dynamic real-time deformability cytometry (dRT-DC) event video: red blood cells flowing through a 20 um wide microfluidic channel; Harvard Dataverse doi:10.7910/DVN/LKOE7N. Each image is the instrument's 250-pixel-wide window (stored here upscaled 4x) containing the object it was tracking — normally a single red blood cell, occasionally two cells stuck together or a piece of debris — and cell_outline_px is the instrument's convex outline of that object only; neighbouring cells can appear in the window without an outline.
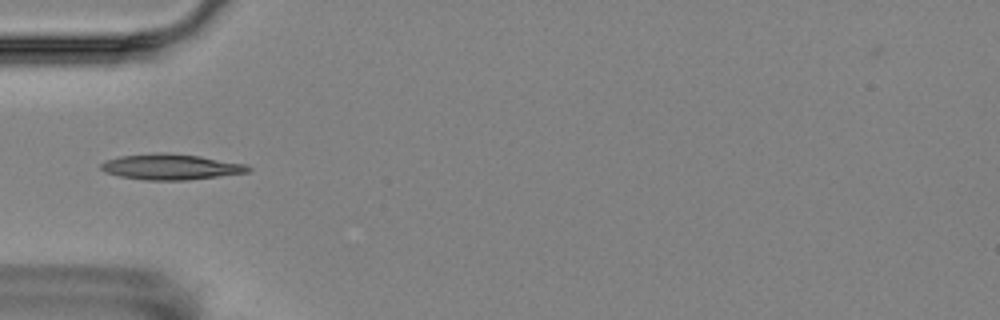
{"species": "Egyptian fruit bat (a non-hibernating species)", "species_latin": "Rousettus aegyptiacus", "temperature_condition": "room temperature", "stored_images_in_passage": 7, "camera_frame_rate_fps": 3000, "um_per_image_px": 0.085, "animal": {"sex": "female"}, "frame": {"image": 1, "passage_image": 2, "time_ms": 1.333, "image_size_px": [1000, 320], "cell_outline_px": [[252, 168], [248, 172], [188, 180], [144, 180], [120, 176], [104, 172], [100, 168], [100, 164], [104, 160], [120, 156], [160, 152], [164, 152], [200, 156], [244, 164]], "centroid_in_image_um": [14.46, 14.18], "position_along_channel_um": 70.5, "area_um2": 21.96}}
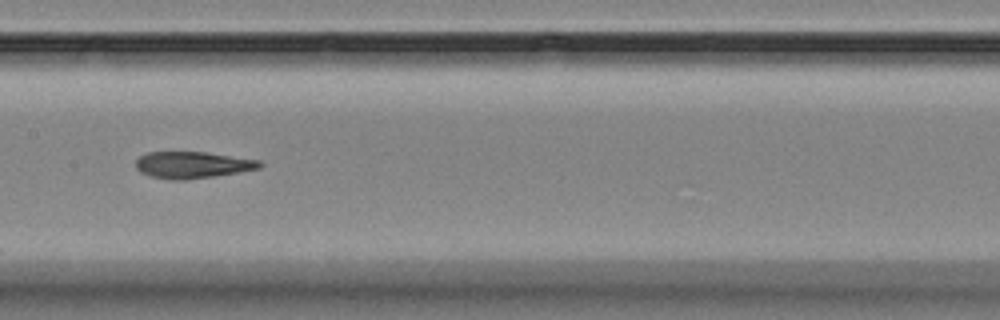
{"frame": {"image": 2, "passage_image": 5, "time_ms": 4.667, "image_size_px": [1000, 320], "cell_outline_px": [[264, 164], [260, 168], [188, 180], [172, 180], [152, 176], [140, 172], [136, 168], [136, 160], [140, 156], [148, 152], [204, 152], [260, 160]], "centroid_in_image_um": [16.35, 14.01], "position_along_channel_um": 191.1, "area_um2": 19.07}}
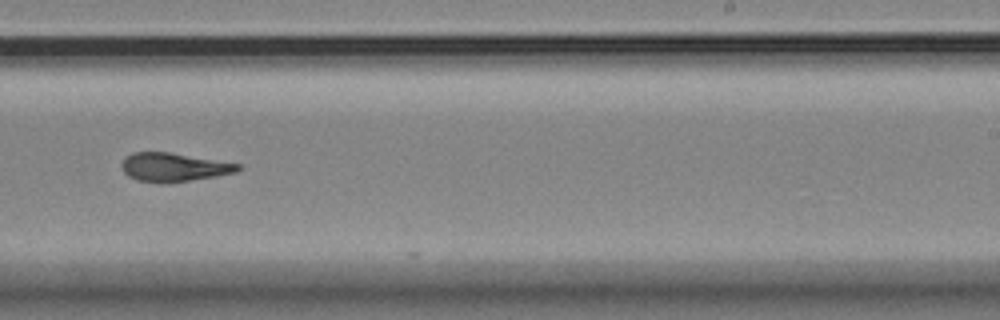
{"frame": {"image": 3, "passage_image": 7, "time_ms": 7.0, "image_size_px": [1000, 320], "cell_outline_px": [[240, 168], [236, 172], [216, 176], [160, 184], [136, 180], [128, 176], [124, 172], [120, 164], [124, 156], [132, 152], [168, 152], [240, 164]], "centroid_in_image_um": [14.69, 14.21], "position_along_channel_um": 274.3, "area_um2": 19.36}}